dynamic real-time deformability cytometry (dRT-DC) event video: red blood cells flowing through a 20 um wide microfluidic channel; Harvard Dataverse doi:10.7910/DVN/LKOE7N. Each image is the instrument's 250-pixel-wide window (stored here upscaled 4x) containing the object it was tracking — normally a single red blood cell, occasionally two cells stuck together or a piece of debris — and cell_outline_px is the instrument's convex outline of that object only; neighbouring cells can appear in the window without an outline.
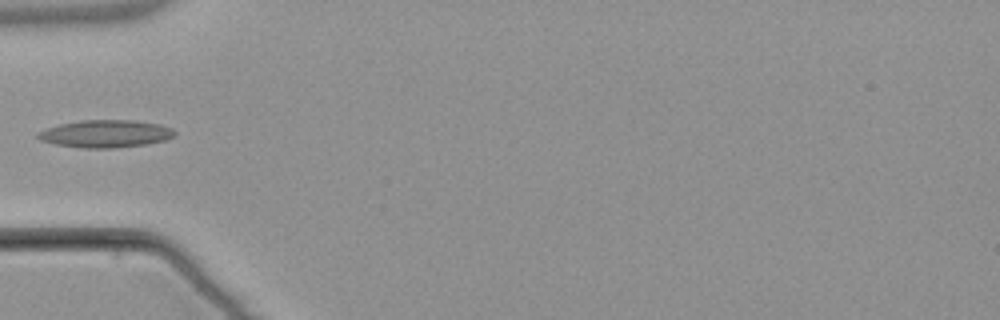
{"species": "common noctule bat (a hibernating species)", "species_latin": "Nyctalus noctula", "temperature_condition": "warm", "stored_images_in_passage": 4, "camera_frame_rate_fps": 3000, "um_per_image_px": 0.085, "animal": {"sex": "male", "body_mass_g": 21.5, "forearm_length_mm": 52.0}, "frame": {"image": 1, "passage_image": 4, "time_ms": 4.333, "image_size_px": [1000, 320], "cell_outline_px": [[176, 132], [172, 136], [164, 140], [144, 144], [112, 148], [84, 148], [56, 144], [40, 140], [36, 136], [36, 132], [60, 124], [80, 120], [136, 120], [160, 124], [172, 128]], "centroid_in_image_um": [8.95, 11.36], "position_along_channel_um": 76.0, "area_um2": 21.79}}